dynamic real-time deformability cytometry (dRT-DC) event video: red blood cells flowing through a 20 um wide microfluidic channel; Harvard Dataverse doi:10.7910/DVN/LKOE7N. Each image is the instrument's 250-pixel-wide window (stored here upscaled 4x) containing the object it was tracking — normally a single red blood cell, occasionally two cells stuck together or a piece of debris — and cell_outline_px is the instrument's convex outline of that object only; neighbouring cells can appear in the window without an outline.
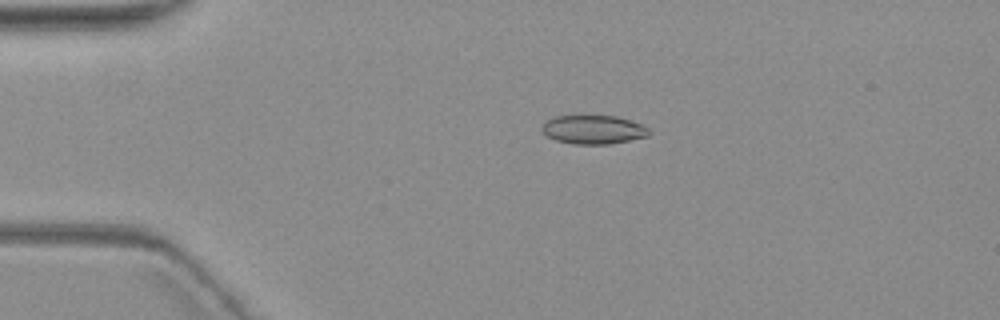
{"species": "common noctule bat (a hibernating species)", "species_latin": "Nyctalus noctula", "temperature_condition": "warm", "stored_images_in_passage": 4, "camera_frame_rate_fps": 3000, "um_per_image_px": 0.085, "animal": {"sex": "female", "body_mass_g": 19.3, "forearm_length_mm": 54.1}, "frame": {"image": 1, "passage_image": 3, "time_ms": 2.667, "image_size_px": [1000, 320], "cell_outline_px": [[652, 132], [648, 136], [608, 144], [572, 144], [556, 140], [548, 136], [540, 128], [544, 120], [556, 116], [616, 116], [640, 124], [648, 128]], "centroid_in_image_um": [50.4, 11.01], "position_along_channel_um": 34.6, "area_um2": 17.86}}